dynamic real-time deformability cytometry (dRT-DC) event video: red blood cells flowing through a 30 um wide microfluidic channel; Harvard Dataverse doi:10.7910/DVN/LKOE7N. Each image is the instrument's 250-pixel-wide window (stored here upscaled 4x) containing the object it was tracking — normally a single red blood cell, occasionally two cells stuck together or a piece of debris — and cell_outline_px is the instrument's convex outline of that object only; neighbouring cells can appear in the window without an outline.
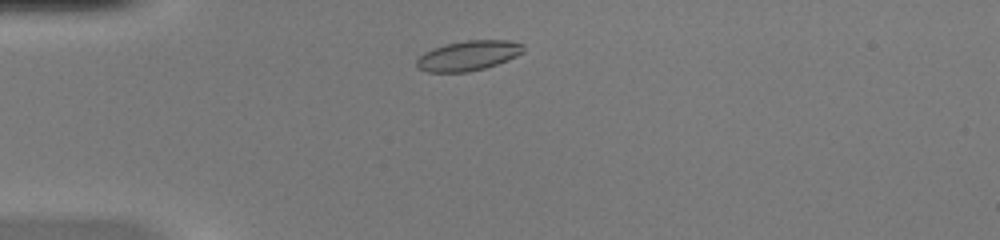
{"species": "common noctule bat (a hibernating species)", "species_latin": "Nyctalus noctula", "temperature_condition": "warm", "stored_images_in_passage": 39, "camera_frame_rate_fps": 3000, "um_per_image_px": 0.085, "animal": {"sex": "female", "body_mass_g": 20.0, "forearm_length_mm": 54.0}, "frame": {"image": 1, "passage_image": 2, "time_ms": 0.333, "image_size_px": [1000, 240], "cell_outline_px": [[524, 52], [516, 56], [496, 64], [484, 68], [468, 72], [428, 72], [416, 68], [416, 60], [424, 52], [432, 48], [444, 44], [464, 40], [508, 40], [524, 44]], "centroid_in_image_um": [39.78, 4.72], "position_along_channel_um": 45.2, "area_um2": 18.73}}
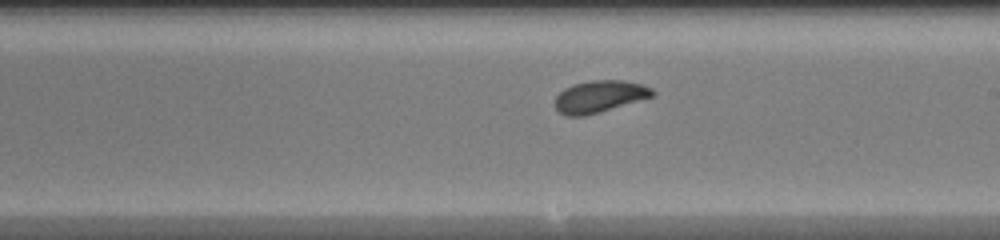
{"frame": {"image": 2, "passage_image": 18, "time_ms": 5.667, "image_size_px": [1000, 240], "cell_outline_px": [[656, 92], [652, 96], [600, 112], [584, 116], [568, 116], [560, 112], [552, 104], [556, 96], [564, 88], [572, 84], [592, 80], [624, 80], [640, 84], [652, 88]], "centroid_in_image_um": [50.91, 8.2], "position_along_channel_um": 238.1, "area_um2": 18.15}}
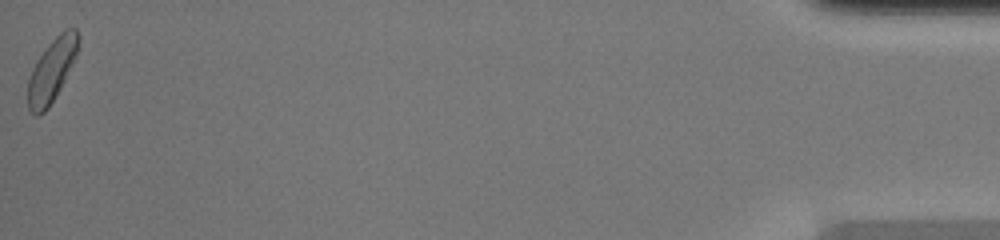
{"frame": {"image": 3, "passage_image": 39, "time_ms": 12.667, "image_size_px": [1000, 240], "cell_outline_px": [[76, 56], [60, 88], [48, 108], [44, 112], [36, 116], [28, 108], [28, 80], [32, 68], [36, 60], [48, 44], [64, 28], [76, 28]], "centroid_in_image_um": [4.35, 6.0], "position_along_channel_um": 430.9, "area_um2": 17.98}, "authors_computed_cell_mechanics": {"area_um2": 18.1492, "velocity_mm_per_s": 4.1014, "shape_relaxation_time_tau1_ms": 2.3233, "shape_relaxation_time_tau2_ms": null, "deformation_change_tau1": 0.1075, "deformation_change_tau2": null}}